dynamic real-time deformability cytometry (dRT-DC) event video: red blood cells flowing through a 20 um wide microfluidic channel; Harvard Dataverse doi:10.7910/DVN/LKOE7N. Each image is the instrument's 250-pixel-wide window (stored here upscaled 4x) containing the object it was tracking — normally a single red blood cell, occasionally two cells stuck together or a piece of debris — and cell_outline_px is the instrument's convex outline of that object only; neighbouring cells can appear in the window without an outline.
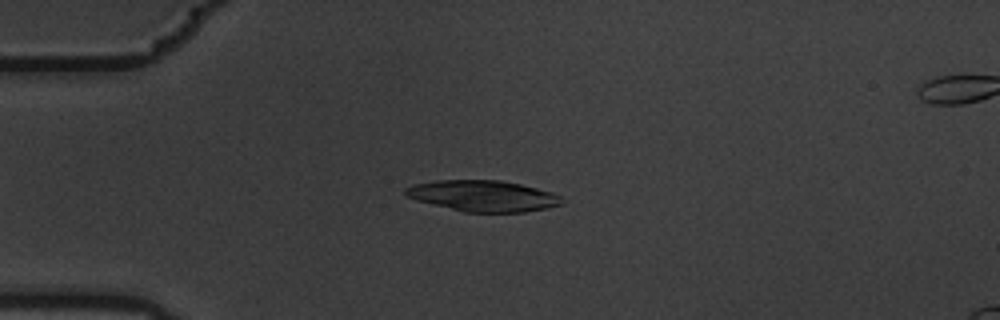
{"species": "common noctule bat (a hibernating species)", "species_latin": "Nyctalus noctula", "temperature_condition": "warm", "stored_images_in_passage": 7, "camera_frame_rate_fps": 3000, "um_per_image_px": 0.085, "animal": {"sex": "male", "body_mass_g": 19.5, "forearm_length_mm": 54.6}, "frame": {"image": 1, "passage_image": 5, "time_ms": 1.333, "image_size_px": [1000, 320], "cell_outline_px": [[564, 204], [548, 208], [524, 212], [464, 212], [416, 200], [404, 196], [404, 188], [416, 184], [436, 180], [500, 180], [520, 184], [552, 192], [560, 196]], "centroid_in_image_um": [41.06, 16.65], "position_along_channel_um": 43.9, "area_um2": 28.32}}
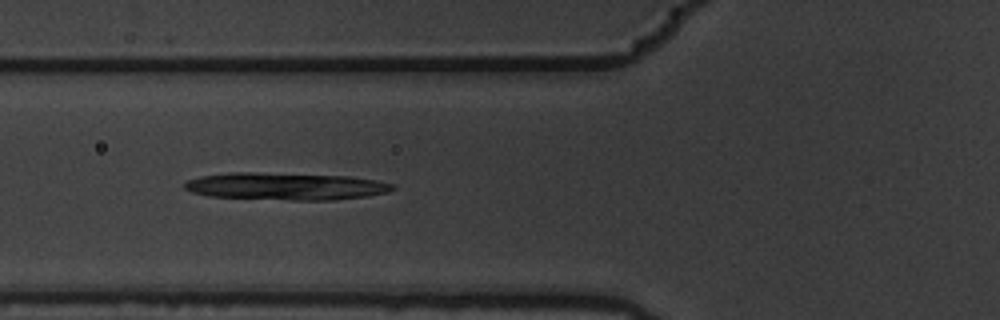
{"frame": {"image": 2, "passage_image": 7, "time_ms": 2.0, "image_size_px": [1000, 320], "cell_outline_px": [[396, 188], [388, 192], [368, 196], [332, 200], [292, 200], [208, 196], [192, 192], [184, 188], [184, 184], [188, 180], [200, 176], [232, 172], [256, 172], [348, 176], [376, 180], [392, 184]], "centroid_in_image_um": [24.28, 15.83], "position_along_channel_um": 101.5, "area_um2": 33.06}}